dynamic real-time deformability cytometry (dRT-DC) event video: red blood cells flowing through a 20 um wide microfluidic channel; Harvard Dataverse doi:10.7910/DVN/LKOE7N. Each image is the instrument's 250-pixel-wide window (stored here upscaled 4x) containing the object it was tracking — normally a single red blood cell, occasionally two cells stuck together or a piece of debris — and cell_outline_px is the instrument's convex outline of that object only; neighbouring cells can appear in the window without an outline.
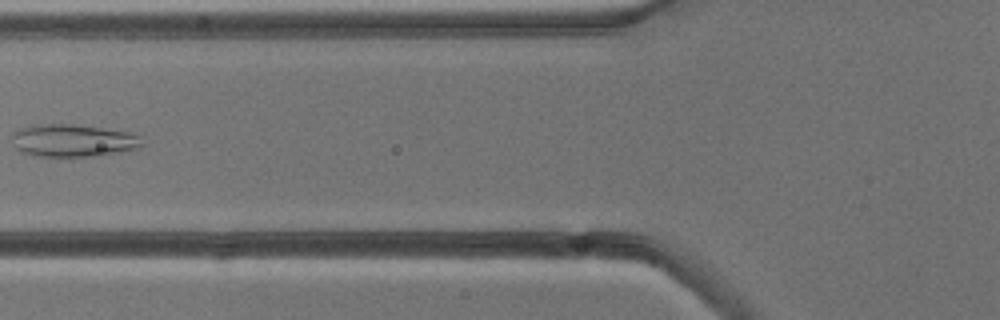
{"species": "common noctule bat (a hibernating species)", "species_latin": "Nyctalus noctula", "temperature_condition": "cold", "stored_images_in_passage": 7, "camera_frame_rate_fps": 3000, "um_per_image_px": 0.085, "animal": {"sex": "male", "body_mass_g": 13.3}, "frame": {"image": 1, "passage_image": 6, "time_ms": 6.667, "image_size_px": [1000, 320], "cell_outline_px": [[144, 144], [140, 148], [104, 156], [36, 156], [20, 152], [16, 148], [12, 136], [12, 132], [20, 128], [32, 124], [76, 124], [132, 132], [140, 136]], "centroid_in_image_um": [6.25, 11.94], "position_along_channel_um": 119.5, "area_um2": 25.2}}